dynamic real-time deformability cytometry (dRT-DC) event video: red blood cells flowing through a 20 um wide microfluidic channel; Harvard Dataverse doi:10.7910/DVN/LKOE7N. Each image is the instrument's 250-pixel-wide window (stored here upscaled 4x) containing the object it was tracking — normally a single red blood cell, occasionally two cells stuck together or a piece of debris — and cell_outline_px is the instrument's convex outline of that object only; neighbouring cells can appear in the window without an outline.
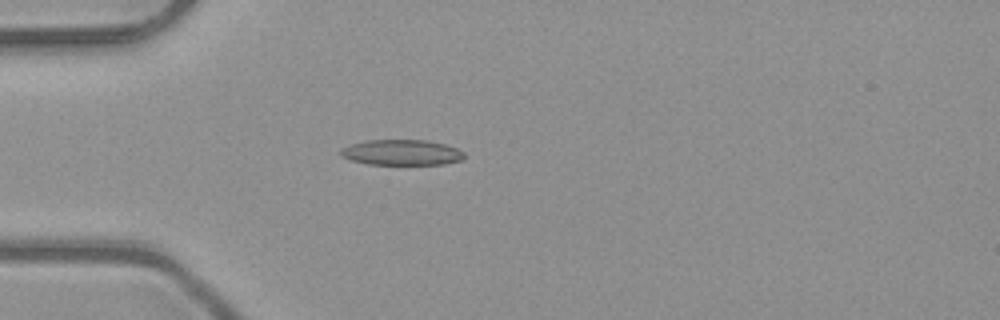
{"species": "common noctule bat (a hibernating species)", "species_latin": "Nyctalus noctula", "temperature_condition": "room temperature", "stored_images_in_passage": 3, "camera_frame_rate_fps": 3000, "um_per_image_px": 0.085, "animal": {"sex": "male", "body_mass_g": 23.1, "forearm_length_mm": 52.7}, "frame": {"image": 1, "passage_image": 3, "time_ms": 0.667, "image_size_px": [1000, 320], "cell_outline_px": [[464, 156], [460, 160], [444, 164], [368, 164], [352, 160], [340, 156], [340, 148], [364, 140], [428, 140], [444, 144], [456, 148], [464, 152]], "centroid_in_image_um": [34.11, 12.95], "position_along_channel_um": 50.9, "area_um2": 18.32}}